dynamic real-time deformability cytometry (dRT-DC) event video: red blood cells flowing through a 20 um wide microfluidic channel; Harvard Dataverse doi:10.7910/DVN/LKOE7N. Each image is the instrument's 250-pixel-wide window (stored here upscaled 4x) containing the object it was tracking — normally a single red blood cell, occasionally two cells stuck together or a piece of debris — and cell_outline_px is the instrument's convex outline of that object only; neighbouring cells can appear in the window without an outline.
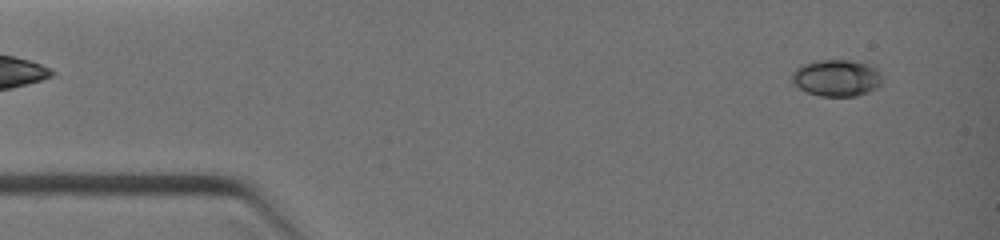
{"species": "common noctule bat (a hibernating species)", "species_latin": "Nyctalus noctula", "temperature_condition": "warm", "stored_images_in_passage": 13, "camera_frame_rate_fps": 3000, "um_per_image_px": 0.085, "animal": {"sex": "female", "body_mass_g": 19.0, "forearm_length_mm": 51.5}, "frame": {"image": 1, "passage_image": 3, "time_ms": 0.333, "image_size_px": [1000, 240], "cell_outline_px": [[880, 84], [876, 88], [868, 92], [856, 96], [820, 96], [808, 92], [800, 88], [788, 80], [792, 72], [800, 64], [816, 60], [864, 60], [872, 64], [880, 72]], "centroid_in_image_um": [71.09, 6.59], "position_along_channel_um": 13.9, "area_um2": 19.83}}
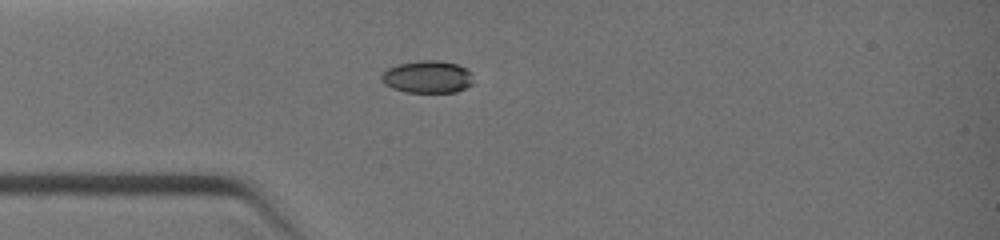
{"frame": {"image": 2, "passage_image": 12, "time_ms": 2.667, "image_size_px": [1000, 240], "cell_outline_px": [[472, 84], [456, 92], [404, 92], [392, 88], [384, 84], [380, 80], [380, 76], [388, 68], [396, 64], [420, 60], [440, 60], [456, 64], [468, 68], [472, 72]], "centroid_in_image_um": [36.33, 6.52], "position_along_channel_um": 48.7, "area_um2": 17.57}}